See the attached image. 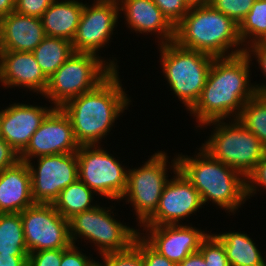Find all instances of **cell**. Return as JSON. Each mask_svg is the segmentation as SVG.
Wrapping results in <instances>:
<instances>
[{"label": "cell", "mask_w": 266, "mask_h": 266, "mask_svg": "<svg viewBox=\"0 0 266 266\" xmlns=\"http://www.w3.org/2000/svg\"><path fill=\"white\" fill-rule=\"evenodd\" d=\"M251 63L246 52L214 57L201 95L188 112L196 117V129L210 121L238 118L244 104L256 94L250 82Z\"/></svg>", "instance_id": "obj_1"}, {"label": "cell", "mask_w": 266, "mask_h": 266, "mask_svg": "<svg viewBox=\"0 0 266 266\" xmlns=\"http://www.w3.org/2000/svg\"><path fill=\"white\" fill-rule=\"evenodd\" d=\"M119 70H114L94 90L66 102L61 109L69 117L77 143L102 145L115 122L132 105Z\"/></svg>", "instance_id": "obj_2"}, {"label": "cell", "mask_w": 266, "mask_h": 266, "mask_svg": "<svg viewBox=\"0 0 266 266\" xmlns=\"http://www.w3.org/2000/svg\"><path fill=\"white\" fill-rule=\"evenodd\" d=\"M197 151L192 156L177 153L178 169L199 192L203 205L211 202L235 215L248 200L246 178L212 157L201 146Z\"/></svg>", "instance_id": "obj_3"}, {"label": "cell", "mask_w": 266, "mask_h": 266, "mask_svg": "<svg viewBox=\"0 0 266 266\" xmlns=\"http://www.w3.org/2000/svg\"><path fill=\"white\" fill-rule=\"evenodd\" d=\"M174 42L180 47L214 57L246 52L239 36V25L209 4L190 8L175 26Z\"/></svg>", "instance_id": "obj_4"}, {"label": "cell", "mask_w": 266, "mask_h": 266, "mask_svg": "<svg viewBox=\"0 0 266 266\" xmlns=\"http://www.w3.org/2000/svg\"><path fill=\"white\" fill-rule=\"evenodd\" d=\"M113 58L73 52L48 78L42 98L47 99L51 106L61 108L69 100L94 90L114 70H119V61Z\"/></svg>", "instance_id": "obj_5"}, {"label": "cell", "mask_w": 266, "mask_h": 266, "mask_svg": "<svg viewBox=\"0 0 266 266\" xmlns=\"http://www.w3.org/2000/svg\"><path fill=\"white\" fill-rule=\"evenodd\" d=\"M158 46L160 69L169 91L189 112L201 95L214 56L180 47L174 41Z\"/></svg>", "instance_id": "obj_6"}, {"label": "cell", "mask_w": 266, "mask_h": 266, "mask_svg": "<svg viewBox=\"0 0 266 266\" xmlns=\"http://www.w3.org/2000/svg\"><path fill=\"white\" fill-rule=\"evenodd\" d=\"M207 126L213 130L201 147L247 178L266 154V147L238 119L210 121L200 129Z\"/></svg>", "instance_id": "obj_7"}, {"label": "cell", "mask_w": 266, "mask_h": 266, "mask_svg": "<svg viewBox=\"0 0 266 266\" xmlns=\"http://www.w3.org/2000/svg\"><path fill=\"white\" fill-rule=\"evenodd\" d=\"M100 204L69 219L72 245L83 238L86 244L93 243L91 247H96L94 251H98L99 256L128 249L139 235V228L134 229L114 217L118 216L112 210L115 207Z\"/></svg>", "instance_id": "obj_8"}, {"label": "cell", "mask_w": 266, "mask_h": 266, "mask_svg": "<svg viewBox=\"0 0 266 266\" xmlns=\"http://www.w3.org/2000/svg\"><path fill=\"white\" fill-rule=\"evenodd\" d=\"M174 155L175 158L169 162L168 154L160 150L142 162V166L128 169L127 188L120 201L124 200L134 208L132 211L136 215L138 228L157 210L163 189L169 180L168 172L172 170L174 173L178 169L177 157Z\"/></svg>", "instance_id": "obj_9"}, {"label": "cell", "mask_w": 266, "mask_h": 266, "mask_svg": "<svg viewBox=\"0 0 266 266\" xmlns=\"http://www.w3.org/2000/svg\"><path fill=\"white\" fill-rule=\"evenodd\" d=\"M102 145L79 146L78 179L97 195L119 201L127 188L128 169ZM104 197V198H103Z\"/></svg>", "instance_id": "obj_10"}, {"label": "cell", "mask_w": 266, "mask_h": 266, "mask_svg": "<svg viewBox=\"0 0 266 266\" xmlns=\"http://www.w3.org/2000/svg\"><path fill=\"white\" fill-rule=\"evenodd\" d=\"M24 239L29 253L49 249H66L72 245L69 220L53 204L35 203L20 212Z\"/></svg>", "instance_id": "obj_11"}, {"label": "cell", "mask_w": 266, "mask_h": 266, "mask_svg": "<svg viewBox=\"0 0 266 266\" xmlns=\"http://www.w3.org/2000/svg\"><path fill=\"white\" fill-rule=\"evenodd\" d=\"M26 163L31 173L35 203L53 204L59 193L78 179L76 152L40 156Z\"/></svg>", "instance_id": "obj_12"}, {"label": "cell", "mask_w": 266, "mask_h": 266, "mask_svg": "<svg viewBox=\"0 0 266 266\" xmlns=\"http://www.w3.org/2000/svg\"><path fill=\"white\" fill-rule=\"evenodd\" d=\"M119 17L118 3L89 4L85 0L80 22L71 42L74 52L92 53L101 57L102 48L105 49L112 42Z\"/></svg>", "instance_id": "obj_13"}, {"label": "cell", "mask_w": 266, "mask_h": 266, "mask_svg": "<svg viewBox=\"0 0 266 266\" xmlns=\"http://www.w3.org/2000/svg\"><path fill=\"white\" fill-rule=\"evenodd\" d=\"M173 174L163 189L157 210L142 226L183 224L186 218L205 208L199 192L184 174L179 169Z\"/></svg>", "instance_id": "obj_14"}, {"label": "cell", "mask_w": 266, "mask_h": 266, "mask_svg": "<svg viewBox=\"0 0 266 266\" xmlns=\"http://www.w3.org/2000/svg\"><path fill=\"white\" fill-rule=\"evenodd\" d=\"M79 146L69 117L60 107H54L34 132L19 159L27 162L40 156L75 153Z\"/></svg>", "instance_id": "obj_15"}, {"label": "cell", "mask_w": 266, "mask_h": 266, "mask_svg": "<svg viewBox=\"0 0 266 266\" xmlns=\"http://www.w3.org/2000/svg\"><path fill=\"white\" fill-rule=\"evenodd\" d=\"M192 225L188 222V224L141 226L139 228H143L139 229V235L159 254L178 265L188 255L199 251L202 240L209 233L207 227L204 231Z\"/></svg>", "instance_id": "obj_16"}, {"label": "cell", "mask_w": 266, "mask_h": 266, "mask_svg": "<svg viewBox=\"0 0 266 266\" xmlns=\"http://www.w3.org/2000/svg\"><path fill=\"white\" fill-rule=\"evenodd\" d=\"M53 108V106L22 102L9 103V106L0 110V130L3 140L20 155Z\"/></svg>", "instance_id": "obj_17"}, {"label": "cell", "mask_w": 266, "mask_h": 266, "mask_svg": "<svg viewBox=\"0 0 266 266\" xmlns=\"http://www.w3.org/2000/svg\"><path fill=\"white\" fill-rule=\"evenodd\" d=\"M0 83L3 88L21 87L42 96L47 89L48 78L32 52L0 51Z\"/></svg>", "instance_id": "obj_18"}, {"label": "cell", "mask_w": 266, "mask_h": 266, "mask_svg": "<svg viewBox=\"0 0 266 266\" xmlns=\"http://www.w3.org/2000/svg\"><path fill=\"white\" fill-rule=\"evenodd\" d=\"M118 4L119 15H124L126 27L132 32L155 34L158 45L174 41L175 27L153 0H119Z\"/></svg>", "instance_id": "obj_19"}, {"label": "cell", "mask_w": 266, "mask_h": 266, "mask_svg": "<svg viewBox=\"0 0 266 266\" xmlns=\"http://www.w3.org/2000/svg\"><path fill=\"white\" fill-rule=\"evenodd\" d=\"M45 37L41 18L13 11L0 19V51L32 52Z\"/></svg>", "instance_id": "obj_20"}, {"label": "cell", "mask_w": 266, "mask_h": 266, "mask_svg": "<svg viewBox=\"0 0 266 266\" xmlns=\"http://www.w3.org/2000/svg\"><path fill=\"white\" fill-rule=\"evenodd\" d=\"M33 204L31 173L19 160L0 172V213H20Z\"/></svg>", "instance_id": "obj_21"}, {"label": "cell", "mask_w": 266, "mask_h": 266, "mask_svg": "<svg viewBox=\"0 0 266 266\" xmlns=\"http://www.w3.org/2000/svg\"><path fill=\"white\" fill-rule=\"evenodd\" d=\"M82 1L55 0L41 17L46 36L61 37L72 42L84 7Z\"/></svg>", "instance_id": "obj_22"}, {"label": "cell", "mask_w": 266, "mask_h": 266, "mask_svg": "<svg viewBox=\"0 0 266 266\" xmlns=\"http://www.w3.org/2000/svg\"><path fill=\"white\" fill-rule=\"evenodd\" d=\"M213 234L222 242L231 266H266V252L263 254L247 233L233 230Z\"/></svg>", "instance_id": "obj_23"}, {"label": "cell", "mask_w": 266, "mask_h": 266, "mask_svg": "<svg viewBox=\"0 0 266 266\" xmlns=\"http://www.w3.org/2000/svg\"><path fill=\"white\" fill-rule=\"evenodd\" d=\"M95 196L98 195L81 180L77 179L59 193V196L53 202V206L63 218L69 220L75 214L97 206L99 203L94 200Z\"/></svg>", "instance_id": "obj_24"}, {"label": "cell", "mask_w": 266, "mask_h": 266, "mask_svg": "<svg viewBox=\"0 0 266 266\" xmlns=\"http://www.w3.org/2000/svg\"><path fill=\"white\" fill-rule=\"evenodd\" d=\"M74 52L71 41L46 36L32 51L41 71L49 78Z\"/></svg>", "instance_id": "obj_25"}, {"label": "cell", "mask_w": 266, "mask_h": 266, "mask_svg": "<svg viewBox=\"0 0 266 266\" xmlns=\"http://www.w3.org/2000/svg\"><path fill=\"white\" fill-rule=\"evenodd\" d=\"M0 253L28 256L20 213H0Z\"/></svg>", "instance_id": "obj_26"}, {"label": "cell", "mask_w": 266, "mask_h": 266, "mask_svg": "<svg viewBox=\"0 0 266 266\" xmlns=\"http://www.w3.org/2000/svg\"><path fill=\"white\" fill-rule=\"evenodd\" d=\"M239 36L245 49L253 43L266 41V0H256L239 24Z\"/></svg>", "instance_id": "obj_27"}, {"label": "cell", "mask_w": 266, "mask_h": 266, "mask_svg": "<svg viewBox=\"0 0 266 266\" xmlns=\"http://www.w3.org/2000/svg\"><path fill=\"white\" fill-rule=\"evenodd\" d=\"M238 121L266 147V96L255 94L243 106Z\"/></svg>", "instance_id": "obj_28"}, {"label": "cell", "mask_w": 266, "mask_h": 266, "mask_svg": "<svg viewBox=\"0 0 266 266\" xmlns=\"http://www.w3.org/2000/svg\"><path fill=\"white\" fill-rule=\"evenodd\" d=\"M100 266H144V260L139 251V235L126 250L109 252L100 256ZM102 262V263H101Z\"/></svg>", "instance_id": "obj_29"}, {"label": "cell", "mask_w": 266, "mask_h": 266, "mask_svg": "<svg viewBox=\"0 0 266 266\" xmlns=\"http://www.w3.org/2000/svg\"><path fill=\"white\" fill-rule=\"evenodd\" d=\"M199 251L206 266H231L222 242L211 231L202 240Z\"/></svg>", "instance_id": "obj_30"}, {"label": "cell", "mask_w": 266, "mask_h": 266, "mask_svg": "<svg viewBox=\"0 0 266 266\" xmlns=\"http://www.w3.org/2000/svg\"><path fill=\"white\" fill-rule=\"evenodd\" d=\"M255 2L256 0H209L208 4L239 25Z\"/></svg>", "instance_id": "obj_31"}, {"label": "cell", "mask_w": 266, "mask_h": 266, "mask_svg": "<svg viewBox=\"0 0 266 266\" xmlns=\"http://www.w3.org/2000/svg\"><path fill=\"white\" fill-rule=\"evenodd\" d=\"M160 8L162 14L175 27L183 17L189 12L190 8L184 0H153Z\"/></svg>", "instance_id": "obj_32"}, {"label": "cell", "mask_w": 266, "mask_h": 266, "mask_svg": "<svg viewBox=\"0 0 266 266\" xmlns=\"http://www.w3.org/2000/svg\"><path fill=\"white\" fill-rule=\"evenodd\" d=\"M246 53L251 58V60L257 61L258 67L263 77L266 79V41H260L251 44L246 48ZM254 58V59H253ZM254 87L257 94L266 96V82L263 80V83H254Z\"/></svg>", "instance_id": "obj_33"}, {"label": "cell", "mask_w": 266, "mask_h": 266, "mask_svg": "<svg viewBox=\"0 0 266 266\" xmlns=\"http://www.w3.org/2000/svg\"><path fill=\"white\" fill-rule=\"evenodd\" d=\"M78 245H71L69 248L62 249V260L60 266H97L99 261L93 259L92 254L87 255L82 252Z\"/></svg>", "instance_id": "obj_34"}, {"label": "cell", "mask_w": 266, "mask_h": 266, "mask_svg": "<svg viewBox=\"0 0 266 266\" xmlns=\"http://www.w3.org/2000/svg\"><path fill=\"white\" fill-rule=\"evenodd\" d=\"M246 181L248 200L254 197L262 188L266 191V154L257 163L255 170L246 178Z\"/></svg>", "instance_id": "obj_35"}, {"label": "cell", "mask_w": 266, "mask_h": 266, "mask_svg": "<svg viewBox=\"0 0 266 266\" xmlns=\"http://www.w3.org/2000/svg\"><path fill=\"white\" fill-rule=\"evenodd\" d=\"M62 249L40 250L28 254V266H60Z\"/></svg>", "instance_id": "obj_36"}, {"label": "cell", "mask_w": 266, "mask_h": 266, "mask_svg": "<svg viewBox=\"0 0 266 266\" xmlns=\"http://www.w3.org/2000/svg\"><path fill=\"white\" fill-rule=\"evenodd\" d=\"M54 1L55 0H15V11L23 15L41 18Z\"/></svg>", "instance_id": "obj_37"}, {"label": "cell", "mask_w": 266, "mask_h": 266, "mask_svg": "<svg viewBox=\"0 0 266 266\" xmlns=\"http://www.w3.org/2000/svg\"><path fill=\"white\" fill-rule=\"evenodd\" d=\"M139 251L143 256L144 266H177L175 263L154 250L140 235Z\"/></svg>", "instance_id": "obj_38"}, {"label": "cell", "mask_w": 266, "mask_h": 266, "mask_svg": "<svg viewBox=\"0 0 266 266\" xmlns=\"http://www.w3.org/2000/svg\"><path fill=\"white\" fill-rule=\"evenodd\" d=\"M18 153L5 141L0 140V172L19 161Z\"/></svg>", "instance_id": "obj_39"}, {"label": "cell", "mask_w": 266, "mask_h": 266, "mask_svg": "<svg viewBox=\"0 0 266 266\" xmlns=\"http://www.w3.org/2000/svg\"><path fill=\"white\" fill-rule=\"evenodd\" d=\"M0 266H28V256H13L0 253Z\"/></svg>", "instance_id": "obj_40"}, {"label": "cell", "mask_w": 266, "mask_h": 266, "mask_svg": "<svg viewBox=\"0 0 266 266\" xmlns=\"http://www.w3.org/2000/svg\"><path fill=\"white\" fill-rule=\"evenodd\" d=\"M177 266H206L204 258L200 251L188 255Z\"/></svg>", "instance_id": "obj_41"}, {"label": "cell", "mask_w": 266, "mask_h": 266, "mask_svg": "<svg viewBox=\"0 0 266 266\" xmlns=\"http://www.w3.org/2000/svg\"><path fill=\"white\" fill-rule=\"evenodd\" d=\"M15 11V0H0V19Z\"/></svg>", "instance_id": "obj_42"}, {"label": "cell", "mask_w": 266, "mask_h": 266, "mask_svg": "<svg viewBox=\"0 0 266 266\" xmlns=\"http://www.w3.org/2000/svg\"><path fill=\"white\" fill-rule=\"evenodd\" d=\"M189 8L208 5L209 0H184Z\"/></svg>", "instance_id": "obj_43"}, {"label": "cell", "mask_w": 266, "mask_h": 266, "mask_svg": "<svg viewBox=\"0 0 266 266\" xmlns=\"http://www.w3.org/2000/svg\"><path fill=\"white\" fill-rule=\"evenodd\" d=\"M93 3H119V0H93Z\"/></svg>", "instance_id": "obj_44"}, {"label": "cell", "mask_w": 266, "mask_h": 266, "mask_svg": "<svg viewBox=\"0 0 266 266\" xmlns=\"http://www.w3.org/2000/svg\"><path fill=\"white\" fill-rule=\"evenodd\" d=\"M0 140H3V138H2V134H1V130H0Z\"/></svg>", "instance_id": "obj_45"}]
</instances>
